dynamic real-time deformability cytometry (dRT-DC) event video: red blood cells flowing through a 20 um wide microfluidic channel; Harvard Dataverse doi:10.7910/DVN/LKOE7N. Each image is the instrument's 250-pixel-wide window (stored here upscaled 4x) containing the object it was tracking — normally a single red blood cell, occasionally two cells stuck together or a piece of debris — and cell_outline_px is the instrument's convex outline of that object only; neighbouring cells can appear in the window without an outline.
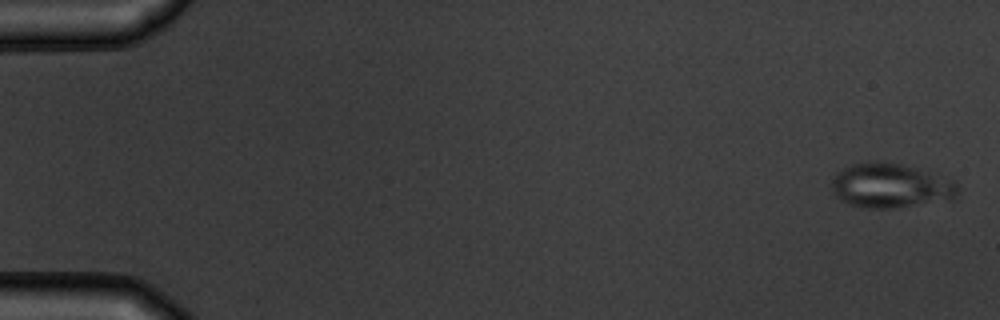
{"species": "common noctule bat (a hibernating species)", "species_latin": "Nyctalus noctula", "temperature_condition": "warm", "stored_images_in_passage": 4, "camera_frame_rate_fps": 3000, "um_per_image_px": 0.085, "animal": {"sex": "male", "body_mass_g": 19.5, "forearm_length_mm": 54.6}, "frame": {"image": 1, "passage_image": 1, "time_ms": 0.0, "image_size_px": [1000, 320], "cell_outline_px": [[960, 188], [956, 196], [952, 200], [896, 208], [864, 208], [848, 204], [840, 200], [836, 196], [832, 188], [832, 180], [836, 172], [852, 164], [900, 164], [916, 168], [952, 180]], "centroid_in_image_um": [75.72, 15.84], "position_along_channel_um": 9.3, "area_um2": 32.19}}